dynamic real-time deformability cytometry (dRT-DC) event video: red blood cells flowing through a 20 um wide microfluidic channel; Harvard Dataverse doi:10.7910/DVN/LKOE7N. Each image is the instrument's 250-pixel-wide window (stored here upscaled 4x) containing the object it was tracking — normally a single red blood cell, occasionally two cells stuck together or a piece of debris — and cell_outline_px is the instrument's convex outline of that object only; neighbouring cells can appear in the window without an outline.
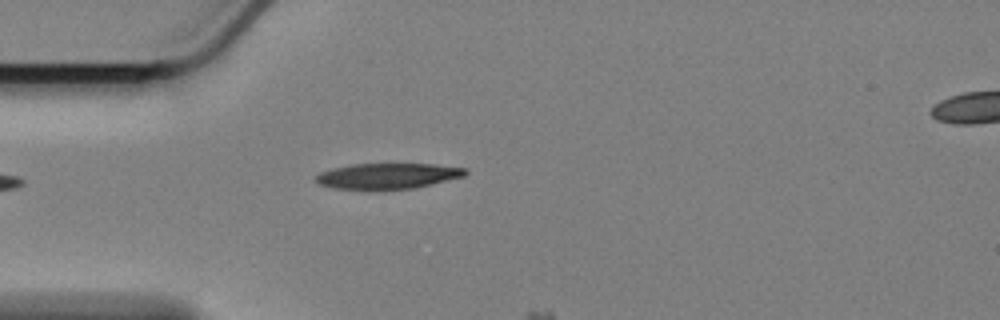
{"species": "Egyptian fruit bat (a non-hibernating species)", "species_latin": "Rousettus aegyptiacus", "temperature_condition": "cold", "stored_images_in_passage": 4, "camera_frame_rate_fps": 3000, "um_per_image_px": 0.085, "animal": {"sex": "female"}, "frame": {"image": 1, "passage_image": 1, "time_ms": 0.0, "image_size_px": [1000, 320], "cell_outline_px": [[468, 172], [464, 176], [416, 188], [376, 192], [368, 192], [332, 188], [316, 184], [312, 180], [320, 172], [332, 168], [352, 164], [432, 164], [468, 168]], "centroid_in_image_um": [32.86, 15.01], "position_along_channel_um": 52.1, "area_um2": 23.47}}